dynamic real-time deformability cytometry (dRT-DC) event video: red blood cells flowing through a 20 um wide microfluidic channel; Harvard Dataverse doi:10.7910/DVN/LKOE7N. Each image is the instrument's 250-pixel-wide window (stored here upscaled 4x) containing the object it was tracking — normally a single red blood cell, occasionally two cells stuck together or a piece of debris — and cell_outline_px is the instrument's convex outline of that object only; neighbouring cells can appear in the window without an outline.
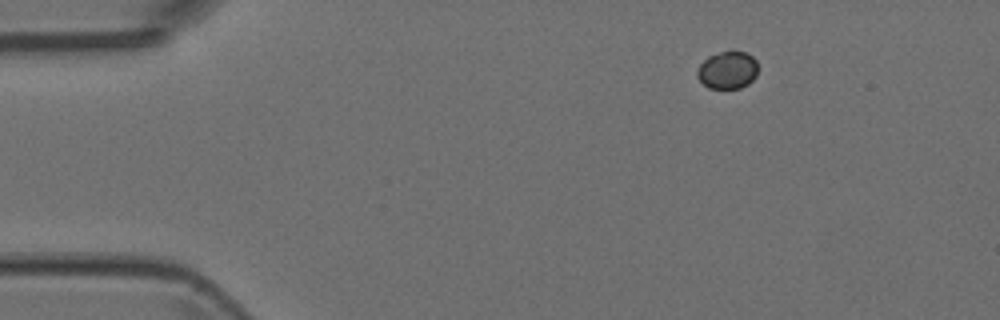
{"species": "Egyptian fruit bat (a non-hibernating species)", "species_latin": "Rousettus aegyptiacus", "temperature_condition": "room temperature", "stored_images_in_passage": 4, "camera_frame_rate_fps": 3000, "um_per_image_px": 0.085, "animal": {"sex": "female"}, "frame": {"image": 1, "passage_image": 1, "time_ms": 0.0, "image_size_px": [1000, 320], "cell_outline_px": [[756, 76], [748, 84], [740, 88], [708, 88], [696, 76], [696, 72], [700, 64], [708, 56], [720, 52], [744, 52], [752, 56], [756, 60]], "centroid_in_image_um": [61.82, 5.97], "position_along_channel_um": 23.2, "area_um2": 13.12}}
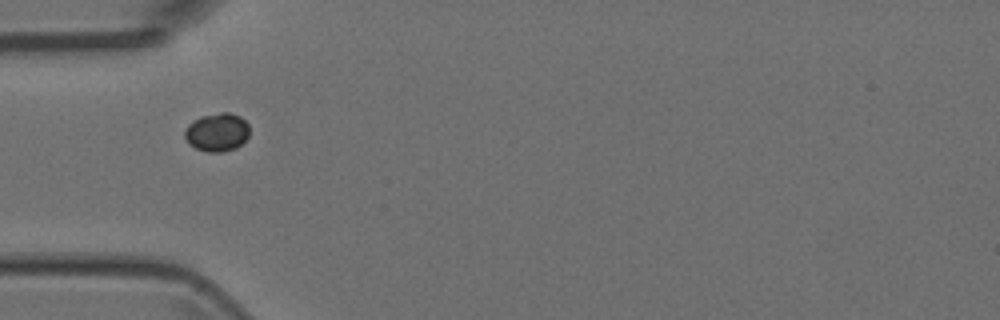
{"frame": {"image": 2, "passage_image": 3, "time_ms": 0.667, "image_size_px": [1000, 320], "cell_outline_px": [[248, 136], [236, 148], [224, 152], [208, 152], [196, 148], [188, 144], [184, 136], [184, 128], [188, 124], [200, 116], [220, 112], [228, 112], [240, 116], [248, 124]], "centroid_in_image_um": [18.42, 11.23], "position_along_channel_um": 66.6, "area_um2": 14.57}}
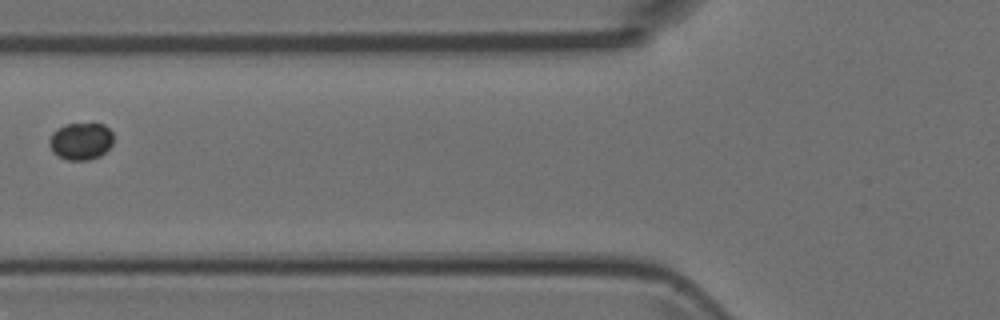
{"frame": {"image": 3, "passage_image": 4, "time_ms": 1.0, "image_size_px": [1000, 320], "cell_outline_px": [[112, 144], [100, 156], [88, 160], [68, 160], [52, 152], [48, 144], [48, 140], [52, 132], [56, 128], [68, 124], [92, 120], [104, 124], [112, 132]], "centroid_in_image_um": [6.86, 11.94], "position_along_channel_um": 118.9, "area_um2": 14.39}}